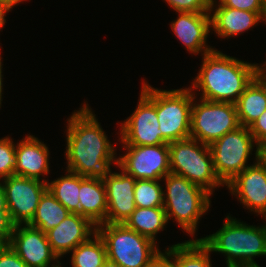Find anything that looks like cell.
Here are the masks:
<instances>
[{
  "instance_id": "cell-5",
  "label": "cell",
  "mask_w": 266,
  "mask_h": 267,
  "mask_svg": "<svg viewBox=\"0 0 266 267\" xmlns=\"http://www.w3.org/2000/svg\"><path fill=\"white\" fill-rule=\"evenodd\" d=\"M170 173L185 177L211 195L215 188L225 186L214 170L210 147L188 137L169 144Z\"/></svg>"
},
{
  "instance_id": "cell-14",
  "label": "cell",
  "mask_w": 266,
  "mask_h": 267,
  "mask_svg": "<svg viewBox=\"0 0 266 267\" xmlns=\"http://www.w3.org/2000/svg\"><path fill=\"white\" fill-rule=\"evenodd\" d=\"M8 245L28 267H50L59 260L46 233L29 224L15 225Z\"/></svg>"
},
{
  "instance_id": "cell-43",
  "label": "cell",
  "mask_w": 266,
  "mask_h": 267,
  "mask_svg": "<svg viewBox=\"0 0 266 267\" xmlns=\"http://www.w3.org/2000/svg\"><path fill=\"white\" fill-rule=\"evenodd\" d=\"M262 3H263L265 10H266V0H262Z\"/></svg>"
},
{
  "instance_id": "cell-28",
  "label": "cell",
  "mask_w": 266,
  "mask_h": 267,
  "mask_svg": "<svg viewBox=\"0 0 266 267\" xmlns=\"http://www.w3.org/2000/svg\"><path fill=\"white\" fill-rule=\"evenodd\" d=\"M15 143L9 136L0 138V181L14 175Z\"/></svg>"
},
{
  "instance_id": "cell-38",
  "label": "cell",
  "mask_w": 266,
  "mask_h": 267,
  "mask_svg": "<svg viewBox=\"0 0 266 267\" xmlns=\"http://www.w3.org/2000/svg\"><path fill=\"white\" fill-rule=\"evenodd\" d=\"M1 49V48H0ZM2 55H1V51H0V108H1V104H2V94H3V75H2V66H3V64H2V57H1Z\"/></svg>"
},
{
  "instance_id": "cell-11",
  "label": "cell",
  "mask_w": 266,
  "mask_h": 267,
  "mask_svg": "<svg viewBox=\"0 0 266 267\" xmlns=\"http://www.w3.org/2000/svg\"><path fill=\"white\" fill-rule=\"evenodd\" d=\"M127 150L117 158V166L136 180H162L170 173L169 145H123Z\"/></svg>"
},
{
  "instance_id": "cell-23",
  "label": "cell",
  "mask_w": 266,
  "mask_h": 267,
  "mask_svg": "<svg viewBox=\"0 0 266 267\" xmlns=\"http://www.w3.org/2000/svg\"><path fill=\"white\" fill-rule=\"evenodd\" d=\"M211 250L199 239L172 245L175 267H212Z\"/></svg>"
},
{
  "instance_id": "cell-26",
  "label": "cell",
  "mask_w": 266,
  "mask_h": 267,
  "mask_svg": "<svg viewBox=\"0 0 266 267\" xmlns=\"http://www.w3.org/2000/svg\"><path fill=\"white\" fill-rule=\"evenodd\" d=\"M71 253L72 267H102L107 259L105 244L97 232Z\"/></svg>"
},
{
  "instance_id": "cell-22",
  "label": "cell",
  "mask_w": 266,
  "mask_h": 267,
  "mask_svg": "<svg viewBox=\"0 0 266 267\" xmlns=\"http://www.w3.org/2000/svg\"><path fill=\"white\" fill-rule=\"evenodd\" d=\"M167 223L168 220L164 207H136L124 225L157 243L156 236L160 231L165 230L166 225H168Z\"/></svg>"
},
{
  "instance_id": "cell-34",
  "label": "cell",
  "mask_w": 266,
  "mask_h": 267,
  "mask_svg": "<svg viewBox=\"0 0 266 267\" xmlns=\"http://www.w3.org/2000/svg\"><path fill=\"white\" fill-rule=\"evenodd\" d=\"M248 128L258 146L266 142V110Z\"/></svg>"
},
{
  "instance_id": "cell-27",
  "label": "cell",
  "mask_w": 266,
  "mask_h": 267,
  "mask_svg": "<svg viewBox=\"0 0 266 267\" xmlns=\"http://www.w3.org/2000/svg\"><path fill=\"white\" fill-rule=\"evenodd\" d=\"M162 180H136L134 187V201L136 207L153 208L163 207L164 196Z\"/></svg>"
},
{
  "instance_id": "cell-2",
  "label": "cell",
  "mask_w": 266,
  "mask_h": 267,
  "mask_svg": "<svg viewBox=\"0 0 266 267\" xmlns=\"http://www.w3.org/2000/svg\"><path fill=\"white\" fill-rule=\"evenodd\" d=\"M202 60L201 68L189 88L202 92L199 98L204 100L235 104L257 76L258 63L230 57L217 49L204 54Z\"/></svg>"
},
{
  "instance_id": "cell-24",
  "label": "cell",
  "mask_w": 266,
  "mask_h": 267,
  "mask_svg": "<svg viewBox=\"0 0 266 267\" xmlns=\"http://www.w3.org/2000/svg\"><path fill=\"white\" fill-rule=\"evenodd\" d=\"M69 214L70 212L47 189L40 198L35 215L29 225L46 233Z\"/></svg>"
},
{
  "instance_id": "cell-7",
  "label": "cell",
  "mask_w": 266,
  "mask_h": 267,
  "mask_svg": "<svg viewBox=\"0 0 266 267\" xmlns=\"http://www.w3.org/2000/svg\"><path fill=\"white\" fill-rule=\"evenodd\" d=\"M193 94L190 137L210 145L241 126L234 103L213 102L201 98L197 102L198 93L193 91Z\"/></svg>"
},
{
  "instance_id": "cell-19",
  "label": "cell",
  "mask_w": 266,
  "mask_h": 267,
  "mask_svg": "<svg viewBox=\"0 0 266 267\" xmlns=\"http://www.w3.org/2000/svg\"><path fill=\"white\" fill-rule=\"evenodd\" d=\"M16 144L14 175L34 178L47 183L49 180L42 179L41 176H47L50 172L48 146L30 134Z\"/></svg>"
},
{
  "instance_id": "cell-15",
  "label": "cell",
  "mask_w": 266,
  "mask_h": 267,
  "mask_svg": "<svg viewBox=\"0 0 266 267\" xmlns=\"http://www.w3.org/2000/svg\"><path fill=\"white\" fill-rule=\"evenodd\" d=\"M121 172L109 170L103 177L106 190V223L124 224L135 211L134 187L136 179Z\"/></svg>"
},
{
  "instance_id": "cell-36",
  "label": "cell",
  "mask_w": 266,
  "mask_h": 267,
  "mask_svg": "<svg viewBox=\"0 0 266 267\" xmlns=\"http://www.w3.org/2000/svg\"><path fill=\"white\" fill-rule=\"evenodd\" d=\"M257 76L265 83L266 85V61L261 65H258Z\"/></svg>"
},
{
  "instance_id": "cell-4",
  "label": "cell",
  "mask_w": 266,
  "mask_h": 267,
  "mask_svg": "<svg viewBox=\"0 0 266 267\" xmlns=\"http://www.w3.org/2000/svg\"><path fill=\"white\" fill-rule=\"evenodd\" d=\"M165 181L164 210L167 220L173 219L187 234L195 235L199 220L211 206L208 191L193 184L183 176L167 174Z\"/></svg>"
},
{
  "instance_id": "cell-33",
  "label": "cell",
  "mask_w": 266,
  "mask_h": 267,
  "mask_svg": "<svg viewBox=\"0 0 266 267\" xmlns=\"http://www.w3.org/2000/svg\"><path fill=\"white\" fill-rule=\"evenodd\" d=\"M0 267H28L23 260L6 245L0 252Z\"/></svg>"
},
{
  "instance_id": "cell-13",
  "label": "cell",
  "mask_w": 266,
  "mask_h": 267,
  "mask_svg": "<svg viewBox=\"0 0 266 267\" xmlns=\"http://www.w3.org/2000/svg\"><path fill=\"white\" fill-rule=\"evenodd\" d=\"M255 163L240 172L226 186L245 209L266 216V166L259 160V149L255 151Z\"/></svg>"
},
{
  "instance_id": "cell-25",
  "label": "cell",
  "mask_w": 266,
  "mask_h": 267,
  "mask_svg": "<svg viewBox=\"0 0 266 267\" xmlns=\"http://www.w3.org/2000/svg\"><path fill=\"white\" fill-rule=\"evenodd\" d=\"M65 176L47 182L50 193L70 212L80 214V175L65 170Z\"/></svg>"
},
{
  "instance_id": "cell-40",
  "label": "cell",
  "mask_w": 266,
  "mask_h": 267,
  "mask_svg": "<svg viewBox=\"0 0 266 267\" xmlns=\"http://www.w3.org/2000/svg\"><path fill=\"white\" fill-rule=\"evenodd\" d=\"M3 1L8 3L13 8L15 5H18L21 2L26 1V0H3Z\"/></svg>"
},
{
  "instance_id": "cell-37",
  "label": "cell",
  "mask_w": 266,
  "mask_h": 267,
  "mask_svg": "<svg viewBox=\"0 0 266 267\" xmlns=\"http://www.w3.org/2000/svg\"><path fill=\"white\" fill-rule=\"evenodd\" d=\"M259 160L266 166V142L259 146Z\"/></svg>"
},
{
  "instance_id": "cell-18",
  "label": "cell",
  "mask_w": 266,
  "mask_h": 267,
  "mask_svg": "<svg viewBox=\"0 0 266 267\" xmlns=\"http://www.w3.org/2000/svg\"><path fill=\"white\" fill-rule=\"evenodd\" d=\"M210 16L212 31L222 39L241 35L262 21L266 25V12H250L224 7L218 0H211Z\"/></svg>"
},
{
  "instance_id": "cell-17",
  "label": "cell",
  "mask_w": 266,
  "mask_h": 267,
  "mask_svg": "<svg viewBox=\"0 0 266 267\" xmlns=\"http://www.w3.org/2000/svg\"><path fill=\"white\" fill-rule=\"evenodd\" d=\"M96 233V226L86 217L70 213L56 227L46 232L54 254L60 259Z\"/></svg>"
},
{
  "instance_id": "cell-42",
  "label": "cell",
  "mask_w": 266,
  "mask_h": 267,
  "mask_svg": "<svg viewBox=\"0 0 266 267\" xmlns=\"http://www.w3.org/2000/svg\"><path fill=\"white\" fill-rule=\"evenodd\" d=\"M61 262H60V260L55 264V265H53V266H50V267H63V266H61Z\"/></svg>"
},
{
  "instance_id": "cell-3",
  "label": "cell",
  "mask_w": 266,
  "mask_h": 267,
  "mask_svg": "<svg viewBox=\"0 0 266 267\" xmlns=\"http://www.w3.org/2000/svg\"><path fill=\"white\" fill-rule=\"evenodd\" d=\"M199 240L211 252L224 254L227 267L258 265L254 258L266 256V222L253 226L227 215L221 229Z\"/></svg>"
},
{
  "instance_id": "cell-41",
  "label": "cell",
  "mask_w": 266,
  "mask_h": 267,
  "mask_svg": "<svg viewBox=\"0 0 266 267\" xmlns=\"http://www.w3.org/2000/svg\"><path fill=\"white\" fill-rule=\"evenodd\" d=\"M7 244L2 240L0 239V252L3 250V248L6 246Z\"/></svg>"
},
{
  "instance_id": "cell-30",
  "label": "cell",
  "mask_w": 266,
  "mask_h": 267,
  "mask_svg": "<svg viewBox=\"0 0 266 267\" xmlns=\"http://www.w3.org/2000/svg\"><path fill=\"white\" fill-rule=\"evenodd\" d=\"M14 224L10 218L4 189L0 183V239L7 245L13 233Z\"/></svg>"
},
{
  "instance_id": "cell-31",
  "label": "cell",
  "mask_w": 266,
  "mask_h": 267,
  "mask_svg": "<svg viewBox=\"0 0 266 267\" xmlns=\"http://www.w3.org/2000/svg\"><path fill=\"white\" fill-rule=\"evenodd\" d=\"M224 7H231L238 10L250 12H266L262 0H219Z\"/></svg>"
},
{
  "instance_id": "cell-9",
  "label": "cell",
  "mask_w": 266,
  "mask_h": 267,
  "mask_svg": "<svg viewBox=\"0 0 266 267\" xmlns=\"http://www.w3.org/2000/svg\"><path fill=\"white\" fill-rule=\"evenodd\" d=\"M120 126V143L122 145L150 146L167 144L162 139L156 114V88L145 80L136 109Z\"/></svg>"
},
{
  "instance_id": "cell-32",
  "label": "cell",
  "mask_w": 266,
  "mask_h": 267,
  "mask_svg": "<svg viewBox=\"0 0 266 267\" xmlns=\"http://www.w3.org/2000/svg\"><path fill=\"white\" fill-rule=\"evenodd\" d=\"M165 252L158 250L145 267H175L172 259V246L165 248Z\"/></svg>"
},
{
  "instance_id": "cell-8",
  "label": "cell",
  "mask_w": 266,
  "mask_h": 267,
  "mask_svg": "<svg viewBox=\"0 0 266 267\" xmlns=\"http://www.w3.org/2000/svg\"><path fill=\"white\" fill-rule=\"evenodd\" d=\"M254 144L259 149L249 128L240 126L209 145L214 170L225 186L250 166L248 160L253 155Z\"/></svg>"
},
{
  "instance_id": "cell-6",
  "label": "cell",
  "mask_w": 266,
  "mask_h": 267,
  "mask_svg": "<svg viewBox=\"0 0 266 267\" xmlns=\"http://www.w3.org/2000/svg\"><path fill=\"white\" fill-rule=\"evenodd\" d=\"M96 232L105 244L107 258L121 267H145L160 250L153 240L124 224L103 223L96 226Z\"/></svg>"
},
{
  "instance_id": "cell-1",
  "label": "cell",
  "mask_w": 266,
  "mask_h": 267,
  "mask_svg": "<svg viewBox=\"0 0 266 267\" xmlns=\"http://www.w3.org/2000/svg\"><path fill=\"white\" fill-rule=\"evenodd\" d=\"M84 103L67 120L66 170L80 176L102 178L111 170V165L117 166V153L96 114L86 101Z\"/></svg>"
},
{
  "instance_id": "cell-44",
  "label": "cell",
  "mask_w": 266,
  "mask_h": 267,
  "mask_svg": "<svg viewBox=\"0 0 266 267\" xmlns=\"http://www.w3.org/2000/svg\"><path fill=\"white\" fill-rule=\"evenodd\" d=\"M248 267H260V265L248 266Z\"/></svg>"
},
{
  "instance_id": "cell-39",
  "label": "cell",
  "mask_w": 266,
  "mask_h": 267,
  "mask_svg": "<svg viewBox=\"0 0 266 267\" xmlns=\"http://www.w3.org/2000/svg\"><path fill=\"white\" fill-rule=\"evenodd\" d=\"M102 267H121L118 263H115L114 261L110 259H106L103 263Z\"/></svg>"
},
{
  "instance_id": "cell-20",
  "label": "cell",
  "mask_w": 266,
  "mask_h": 267,
  "mask_svg": "<svg viewBox=\"0 0 266 267\" xmlns=\"http://www.w3.org/2000/svg\"><path fill=\"white\" fill-rule=\"evenodd\" d=\"M80 215L95 226L106 223L107 200L105 183L100 177L80 176Z\"/></svg>"
},
{
  "instance_id": "cell-12",
  "label": "cell",
  "mask_w": 266,
  "mask_h": 267,
  "mask_svg": "<svg viewBox=\"0 0 266 267\" xmlns=\"http://www.w3.org/2000/svg\"><path fill=\"white\" fill-rule=\"evenodd\" d=\"M7 201L8 212L14 225L29 224L47 183L34 178L12 175L0 181Z\"/></svg>"
},
{
  "instance_id": "cell-35",
  "label": "cell",
  "mask_w": 266,
  "mask_h": 267,
  "mask_svg": "<svg viewBox=\"0 0 266 267\" xmlns=\"http://www.w3.org/2000/svg\"><path fill=\"white\" fill-rule=\"evenodd\" d=\"M13 9L8 3H6L3 0H0V31L3 29L5 23H6V14Z\"/></svg>"
},
{
  "instance_id": "cell-16",
  "label": "cell",
  "mask_w": 266,
  "mask_h": 267,
  "mask_svg": "<svg viewBox=\"0 0 266 267\" xmlns=\"http://www.w3.org/2000/svg\"><path fill=\"white\" fill-rule=\"evenodd\" d=\"M177 14V19L171 22L170 27L189 53L203 56L215 50L206 43L212 30L210 12H177Z\"/></svg>"
},
{
  "instance_id": "cell-21",
  "label": "cell",
  "mask_w": 266,
  "mask_h": 267,
  "mask_svg": "<svg viewBox=\"0 0 266 267\" xmlns=\"http://www.w3.org/2000/svg\"><path fill=\"white\" fill-rule=\"evenodd\" d=\"M241 126L249 127L266 110V85L256 76L235 103Z\"/></svg>"
},
{
  "instance_id": "cell-29",
  "label": "cell",
  "mask_w": 266,
  "mask_h": 267,
  "mask_svg": "<svg viewBox=\"0 0 266 267\" xmlns=\"http://www.w3.org/2000/svg\"><path fill=\"white\" fill-rule=\"evenodd\" d=\"M176 12H210L211 0H164Z\"/></svg>"
},
{
  "instance_id": "cell-10",
  "label": "cell",
  "mask_w": 266,
  "mask_h": 267,
  "mask_svg": "<svg viewBox=\"0 0 266 267\" xmlns=\"http://www.w3.org/2000/svg\"><path fill=\"white\" fill-rule=\"evenodd\" d=\"M193 91L188 88H156V114L162 139L169 144L190 137Z\"/></svg>"
}]
</instances>
